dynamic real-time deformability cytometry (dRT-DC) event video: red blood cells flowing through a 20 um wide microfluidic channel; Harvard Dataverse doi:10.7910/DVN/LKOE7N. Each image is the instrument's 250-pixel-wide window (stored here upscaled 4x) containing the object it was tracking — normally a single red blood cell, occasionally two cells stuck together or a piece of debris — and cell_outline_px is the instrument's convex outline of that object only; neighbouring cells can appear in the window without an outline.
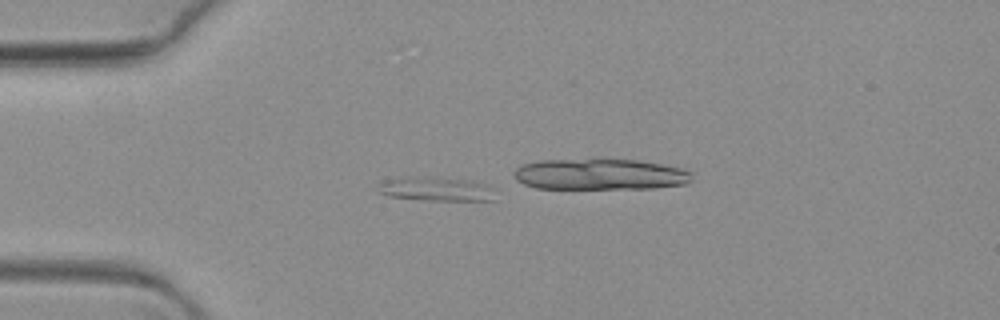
{"species": "common noctule bat (a hibernating species)", "species_latin": "Nyctalus noctula", "temperature_condition": "warm", "stored_images_in_passage": 61, "camera_frame_rate_fps": 3000, "um_per_image_px": 0.085, "animal": {"sex": "female", "body_mass_g": 19.3, "forearm_length_mm": 54.1}, "frame": {"image": 1, "passage_image": 11, "time_ms": 3.333, "image_size_px": [1000, 320], "cell_outline_px": [[496, 200], [424, 200], [388, 196], [376, 192], [380, 184], [384, 180], [404, 176], [432, 176], [464, 180], [484, 184], [492, 188]], "centroid_in_image_um": [37.0, 16.05], "position_along_channel_um": 48.0, "area_um2": 16.53}}
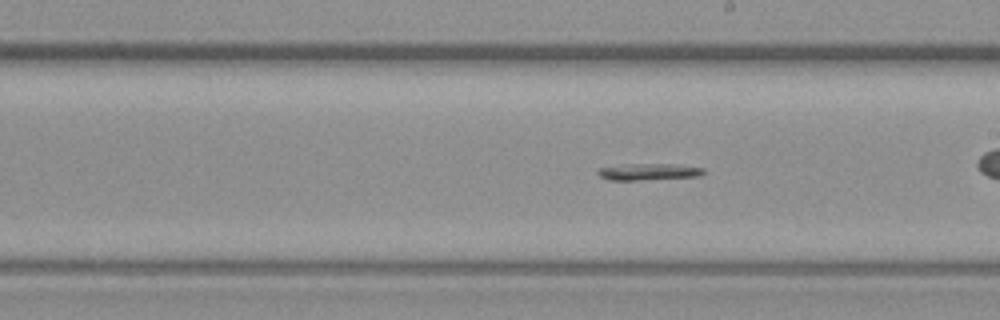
{"frame": {"image": 2, "passage_image": 31, "time_ms": 10.0, "image_size_px": [1000, 320], "cell_outline_px": [[704, 172], [700, 176], [640, 180], [608, 180], [600, 176], [596, 172], [600, 168], [624, 164], [672, 164], [704, 168]], "centroid_in_image_um": [55.11, 14.6], "position_along_channel_um": 233.9, "area_um2": 10.17}}